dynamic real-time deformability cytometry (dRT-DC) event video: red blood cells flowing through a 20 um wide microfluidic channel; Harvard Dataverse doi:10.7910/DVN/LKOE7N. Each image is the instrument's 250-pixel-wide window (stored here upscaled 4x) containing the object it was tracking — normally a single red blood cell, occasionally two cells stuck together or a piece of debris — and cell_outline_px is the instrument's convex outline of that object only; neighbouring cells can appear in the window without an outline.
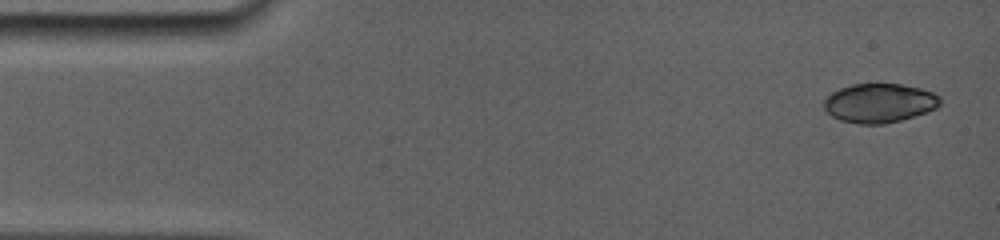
{"species": "common noctule bat (a hibernating species)", "species_latin": "Nyctalus noctula", "temperature_condition": "room temperature", "stored_images_in_passage": 6, "camera_frame_rate_fps": 5000, "um_per_image_px": 0.085, "animal": {"sex": "female", "body_mass_g": 19.0, "forearm_length_mm": 56.7}, "frame": {"image": 1, "passage_image": 1, "time_ms": 0.0, "image_size_px": [1000, 240], "cell_outline_px": [[940, 104], [936, 108], [900, 120], [880, 124], [864, 124], [840, 120], [832, 116], [824, 108], [824, 100], [832, 92], [840, 88], [852, 84], [904, 84], [920, 88], [932, 92], [940, 96]], "centroid_in_image_um": [74.74, 8.74], "position_along_channel_um": 10.3, "area_um2": 26.18}}
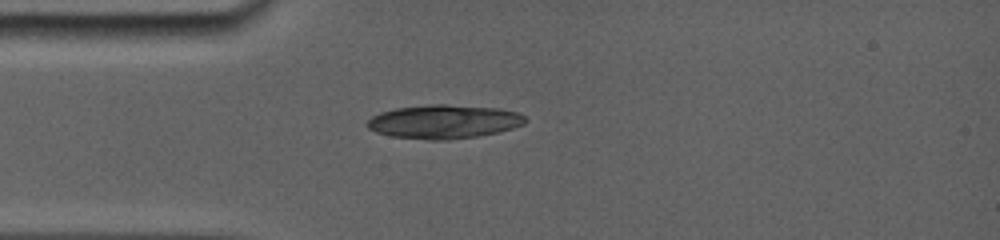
{"frame": {"image": 2, "passage_image": 6, "time_ms": 3.6, "image_size_px": [1000, 240], "cell_outline_px": [[528, 120], [524, 124], [512, 128], [496, 132], [472, 136], [392, 136], [368, 128], [368, 120], [372, 116], [380, 112], [396, 108], [428, 104], [444, 104], [496, 108], [516, 112], [524, 116]], "centroid_in_image_um": [37.76, 10.26], "position_along_channel_um": 47.2, "area_um2": 29.25}}